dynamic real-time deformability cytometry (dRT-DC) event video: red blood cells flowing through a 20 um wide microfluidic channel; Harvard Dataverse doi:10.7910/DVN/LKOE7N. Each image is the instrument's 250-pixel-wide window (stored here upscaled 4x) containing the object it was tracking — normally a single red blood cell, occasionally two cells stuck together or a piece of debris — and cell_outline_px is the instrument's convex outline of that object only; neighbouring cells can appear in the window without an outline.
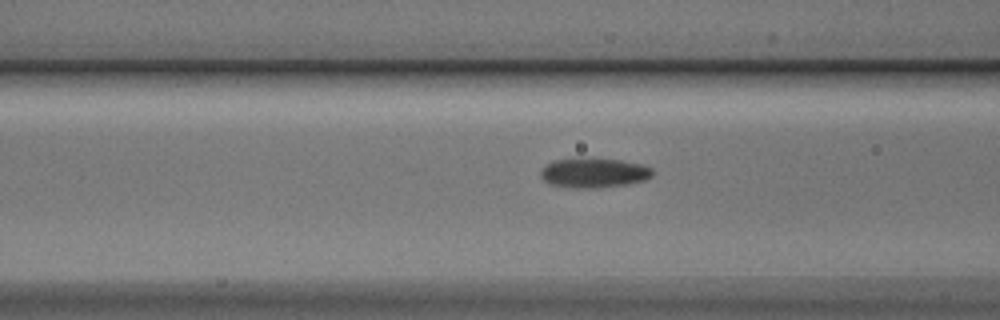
{"species": "Egyptian fruit bat (a non-hibernating species)", "species_latin": "Rousettus aegyptiacus", "temperature_condition": "cold", "stored_images_in_passage": 10, "camera_frame_rate_fps": 3000, "um_per_image_px": 0.085, "animal": {"sex": "male"}, "frame": {"image": 1, "passage_image": 4, "time_ms": 1.0, "image_size_px": [1000, 320], "cell_outline_px": [[652, 176], [644, 180], [628, 184], [596, 188], [576, 188], [552, 184], [544, 180], [540, 176], [540, 168], [544, 164], [552, 160], [620, 160], [644, 164], [652, 168]], "centroid_in_image_um": [50.48, 14.71], "position_along_channel_um": 116.1, "area_um2": 18.96}}
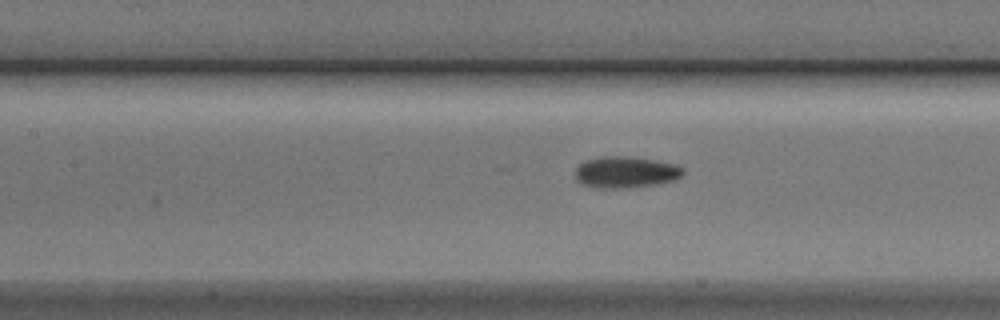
{"frame": {"image": 2, "passage_image": 7, "time_ms": 2.0, "image_size_px": [1000, 320], "cell_outline_px": [[684, 172], [676, 180], [656, 184], [620, 188], [600, 188], [584, 184], [576, 180], [576, 168], [584, 160], [600, 156], [628, 156], [676, 164], [684, 168]], "centroid_in_image_um": [53.18, 14.62], "position_along_channel_um": 154.2, "area_um2": 19.65}}